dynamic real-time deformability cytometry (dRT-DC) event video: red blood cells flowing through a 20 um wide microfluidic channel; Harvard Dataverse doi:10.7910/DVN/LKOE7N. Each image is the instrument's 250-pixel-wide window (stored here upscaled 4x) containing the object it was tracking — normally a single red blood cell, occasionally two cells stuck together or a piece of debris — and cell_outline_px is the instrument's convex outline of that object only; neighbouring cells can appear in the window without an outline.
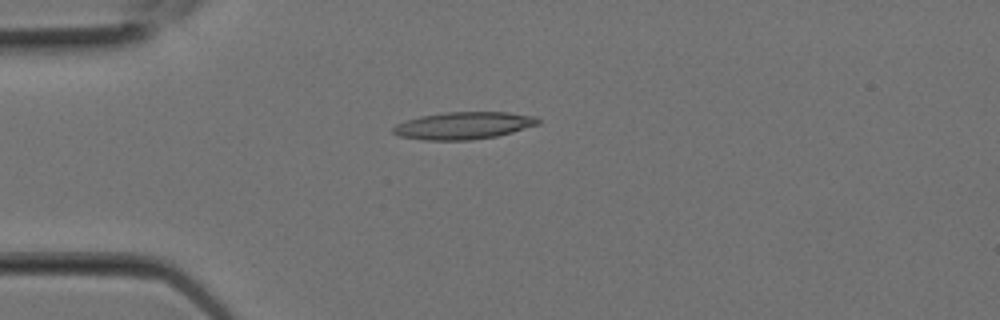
{"species": "Egyptian fruit bat (a non-hibernating species)", "species_latin": "Rousettus aegyptiacus", "temperature_condition": "room temperature", "stored_images_in_passage": 3, "camera_frame_rate_fps": 3000, "um_per_image_px": 0.085, "animal": {"sex": "female"}, "frame": {"image": 1, "passage_image": 2, "time_ms": 0.333, "image_size_px": [1000, 320], "cell_outline_px": [[540, 124], [512, 132], [496, 136], [472, 140], [424, 140], [400, 136], [392, 132], [392, 128], [396, 124], [420, 116], [444, 112], [508, 112], [536, 116], [540, 120]], "centroid_in_image_um": [39.42, 10.67], "position_along_channel_um": 45.6, "area_um2": 23.06}}